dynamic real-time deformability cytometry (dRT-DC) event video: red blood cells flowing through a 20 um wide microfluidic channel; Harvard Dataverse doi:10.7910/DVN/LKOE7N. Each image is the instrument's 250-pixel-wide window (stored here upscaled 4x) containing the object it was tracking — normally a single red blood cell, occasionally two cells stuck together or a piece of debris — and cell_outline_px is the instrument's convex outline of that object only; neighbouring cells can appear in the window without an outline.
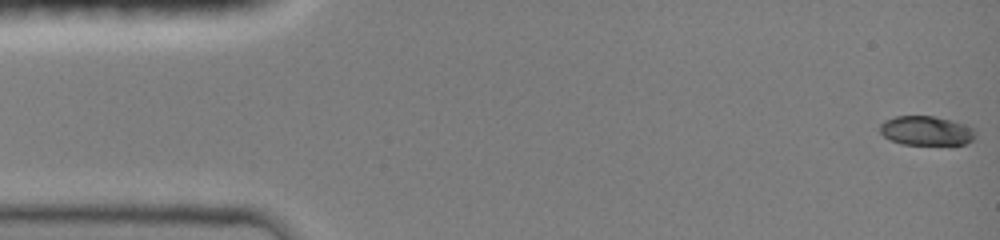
{"species": "common noctule bat (a hibernating species)", "species_latin": "Nyctalus noctula", "temperature_condition": "room temperature", "stored_images_in_passage": 48, "camera_frame_rate_fps": 3000, "um_per_image_px": 0.085, "animal": {"sex": "female", "body_mass_g": 19.0, "forearm_length_mm": 51.5}, "frame": {"image": 1, "passage_image": 1, "time_ms": 0.0, "image_size_px": [1000, 240], "cell_outline_px": [[976, 136], [972, 140], [964, 144], [900, 144], [884, 136], [880, 132], [880, 124], [884, 120], [896, 116], [936, 116], [952, 120], [972, 128], [976, 132]], "centroid_in_image_um": [78.72, 11.1], "position_along_channel_um": 6.3, "area_um2": 16.24}}
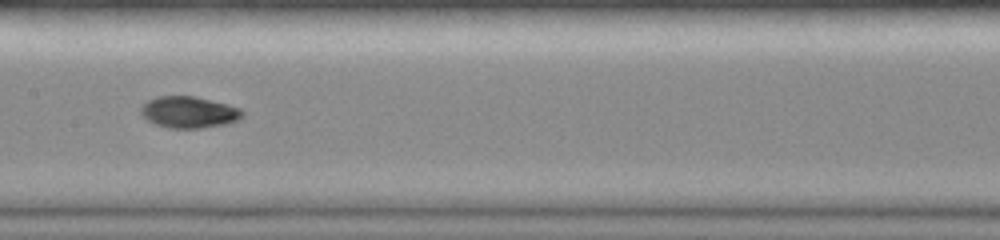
{"frame": {"image": 2, "passage_image": 24, "time_ms": 7.667, "image_size_px": [1000, 240], "cell_outline_px": [[244, 116], [236, 120], [224, 124], [200, 128], [168, 128], [156, 124], [148, 120], [140, 112], [140, 108], [148, 100], [156, 96], [196, 96], [228, 104], [240, 108], [244, 112]], "centroid_in_image_um": [16.06, 9.52], "position_along_channel_um": 191.3, "area_um2": 18.61}}
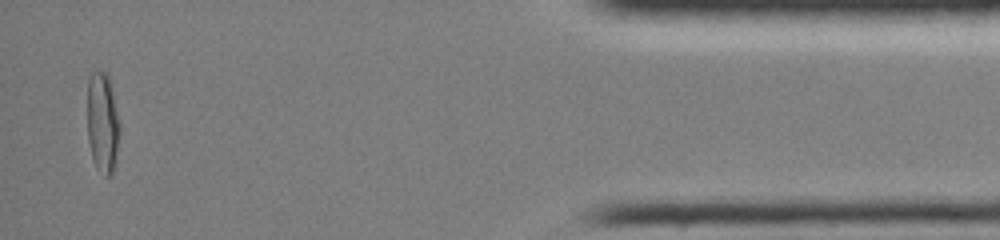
{"frame": {"image": 3, "passage_image": 46, "time_ms": 15.0, "image_size_px": [1000, 240], "cell_outline_px": [[120, 128], [116, 160], [112, 172], [108, 176], [104, 176], [96, 168], [92, 156], [88, 140], [88, 80], [92, 72], [108, 72], [112, 88], [120, 124]], "centroid_in_image_um": [8.73, 10.42], "position_along_channel_um": 426.5, "area_um2": 19.02}, "authors_computed_cell_mechanics": {"area_um2": 17.6868, "velocity_mm_per_s": 4.0599, "shape_relaxation_time_tau1_ms": 6.8989, "shape_relaxation_time_tau2_ms": 2.4731, "deformation_change_tau1": 0.2614, "deformation_change_tau2": 0.0358}}